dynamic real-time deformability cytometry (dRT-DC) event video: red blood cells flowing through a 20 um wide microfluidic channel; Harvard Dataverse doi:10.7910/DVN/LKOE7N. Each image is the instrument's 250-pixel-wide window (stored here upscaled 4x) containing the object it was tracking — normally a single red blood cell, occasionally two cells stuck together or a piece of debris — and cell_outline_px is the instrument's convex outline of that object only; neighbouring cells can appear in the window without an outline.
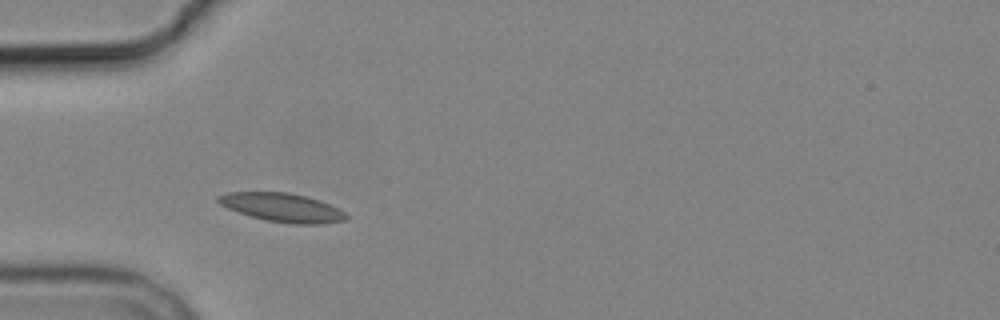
{"species": "common noctule bat (a hibernating species)", "species_latin": "Nyctalus noctula", "temperature_condition": "cold", "stored_images_in_passage": 4, "camera_frame_rate_fps": 3000, "um_per_image_px": 0.085, "animal": {"sex": "male", "body_mass_g": 19.2, "forearm_length_mm": 51.8}, "frame": {"image": 1, "passage_image": 3, "time_ms": 2.333, "image_size_px": [1000, 320], "cell_outline_px": [[348, 216], [344, 220], [324, 224], [292, 224], [264, 220], [228, 208], [220, 204], [216, 200], [216, 196], [228, 192], [288, 192], [320, 200], [344, 212]], "centroid_in_image_um": [23.97, 17.64], "position_along_channel_um": 61.0, "area_um2": 21.21}}
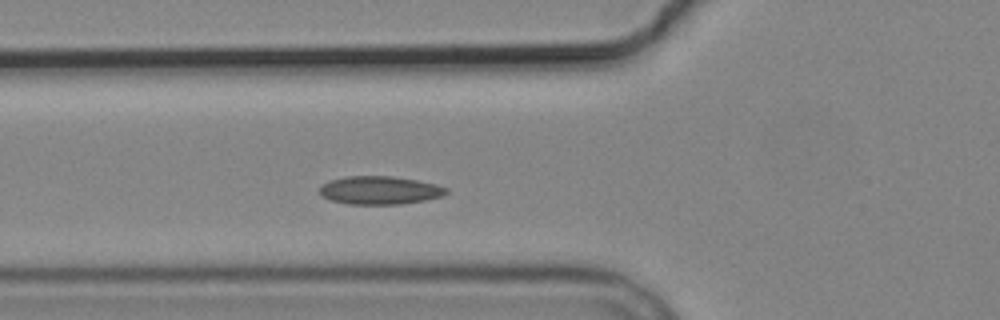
{"frame": {"image": 2, "passage_image": 4, "time_ms": 3.333, "image_size_px": [1000, 320], "cell_outline_px": [[448, 192], [440, 196], [424, 200], [400, 204], [348, 204], [332, 200], [320, 196], [320, 188], [324, 184], [332, 180], [348, 176], [392, 176], [416, 180], [436, 184], [448, 188]], "centroid_in_image_um": [32.28, 16.17], "position_along_channel_um": 93.5, "area_um2": 20.58}}